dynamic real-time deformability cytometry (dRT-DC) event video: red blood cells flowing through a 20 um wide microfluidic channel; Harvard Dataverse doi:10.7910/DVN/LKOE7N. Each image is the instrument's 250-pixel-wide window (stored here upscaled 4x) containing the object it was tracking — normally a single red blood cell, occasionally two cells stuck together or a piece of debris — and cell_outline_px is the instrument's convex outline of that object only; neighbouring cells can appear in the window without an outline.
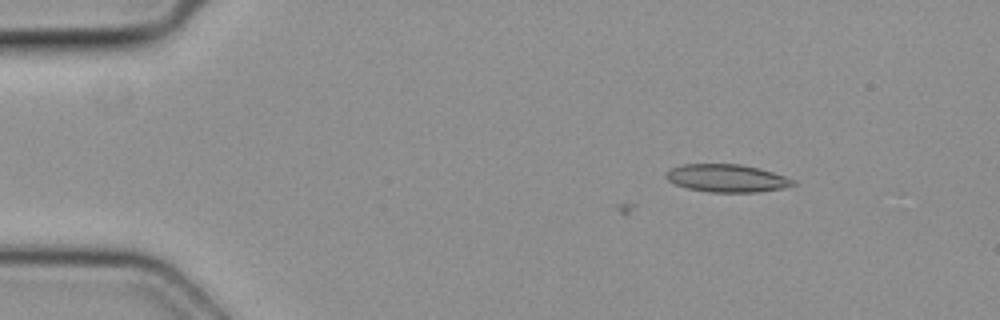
{"species": "common noctule bat (a hibernating species)", "species_latin": "Nyctalus noctula", "temperature_condition": "cold", "stored_images_in_passage": 4, "camera_frame_rate_fps": 3000, "um_per_image_px": 0.085, "animal": {"sex": "female", "body_mass_g": 19.3, "forearm_length_mm": 54.1}, "frame": {"image": 1, "passage_image": 1, "time_ms": 0.0, "image_size_px": [1000, 320], "cell_outline_px": [[796, 184], [784, 188], [760, 192], [708, 192], [688, 188], [676, 184], [668, 180], [664, 176], [672, 168], [684, 164], [740, 164], [760, 168], [796, 180]], "centroid_in_image_um": [61.82, 15.15], "position_along_channel_um": 23.2, "area_um2": 20.52}}